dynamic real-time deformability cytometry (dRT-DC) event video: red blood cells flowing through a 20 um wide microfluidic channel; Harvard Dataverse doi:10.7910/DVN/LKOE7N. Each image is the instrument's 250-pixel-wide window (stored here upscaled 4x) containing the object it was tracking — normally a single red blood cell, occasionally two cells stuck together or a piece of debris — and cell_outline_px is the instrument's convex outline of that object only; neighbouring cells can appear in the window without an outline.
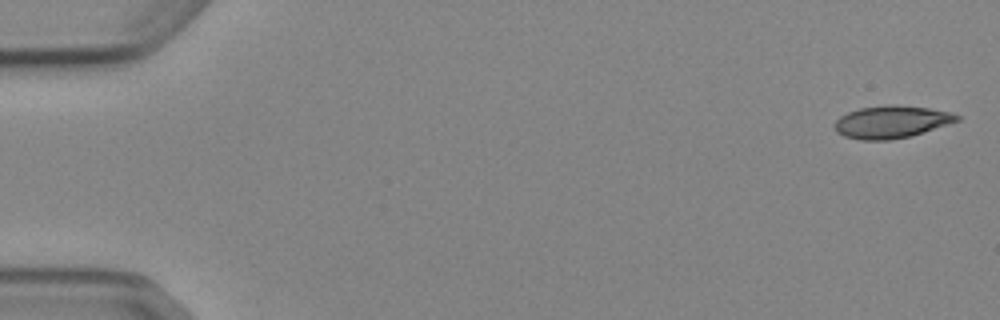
{"species": "Egyptian fruit bat (a non-hibernating species)", "species_latin": "Rousettus aegyptiacus", "temperature_condition": "cold", "stored_images_in_passage": 5, "camera_frame_rate_fps": 3000, "um_per_image_px": 0.085, "animal": {"sex": "female"}, "frame": {"image": 1, "passage_image": 1, "time_ms": 0.0, "image_size_px": [1000, 320], "cell_outline_px": [[960, 120], [912, 136], [888, 140], [860, 140], [844, 136], [836, 132], [836, 120], [840, 116], [848, 112], [860, 108], [888, 104], [928, 108], [952, 112], [960, 116]], "centroid_in_image_um": [75.78, 10.36], "position_along_channel_um": 9.2, "area_um2": 23.06}}
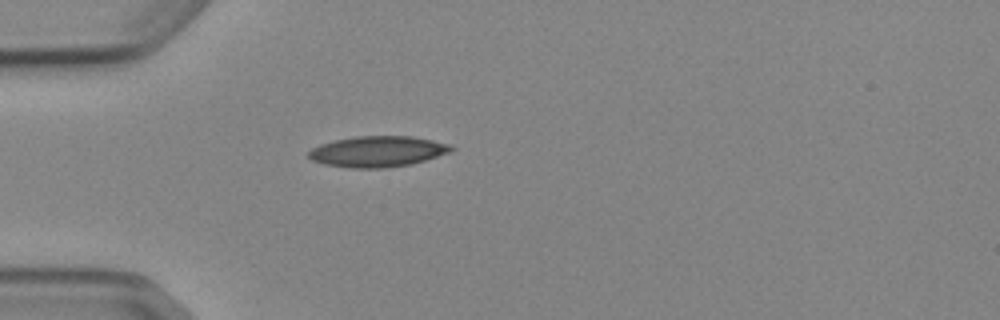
{"frame": {"image": 2, "passage_image": 5, "time_ms": 4.667, "image_size_px": [1000, 320], "cell_outline_px": [[456, 148], [448, 152], [424, 160], [408, 164], [384, 168], [352, 168], [324, 164], [312, 160], [308, 156], [308, 152], [312, 148], [320, 144], [336, 140], [356, 136], [412, 136], [432, 140], [448, 144]], "centroid_in_image_um": [32.06, 12.87], "position_along_channel_um": 52.9, "area_um2": 25.32}}